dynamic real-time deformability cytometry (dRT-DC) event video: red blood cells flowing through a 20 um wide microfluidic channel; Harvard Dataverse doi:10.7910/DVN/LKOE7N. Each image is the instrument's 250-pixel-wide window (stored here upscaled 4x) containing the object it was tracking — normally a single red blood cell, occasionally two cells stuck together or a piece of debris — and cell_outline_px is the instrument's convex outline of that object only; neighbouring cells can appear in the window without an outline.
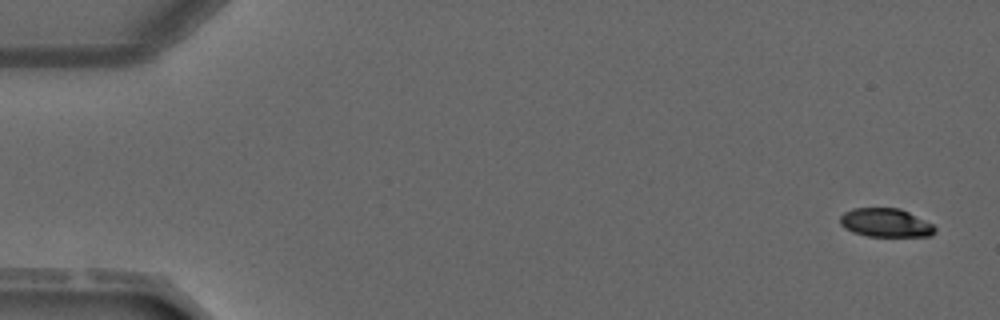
{"species": "common noctule bat (a hibernating species)", "species_latin": "Nyctalus noctula", "temperature_condition": "warm", "stored_images_in_passage": 4, "camera_frame_rate_fps": 3000, "um_per_image_px": 0.085, "animal": {"sex": "male", "forearm_length_mm": 52.5}, "frame": {"image": 1, "passage_image": 1, "time_ms": 0.0, "image_size_px": [1000, 320], "cell_outline_px": [[936, 232], [932, 236], [868, 236], [852, 232], [844, 228], [840, 224], [840, 216], [844, 212], [852, 208], [900, 208], [932, 224], [936, 228]], "centroid_in_image_um": [75.26, 18.93], "position_along_channel_um": 9.7, "area_um2": 15.84}}
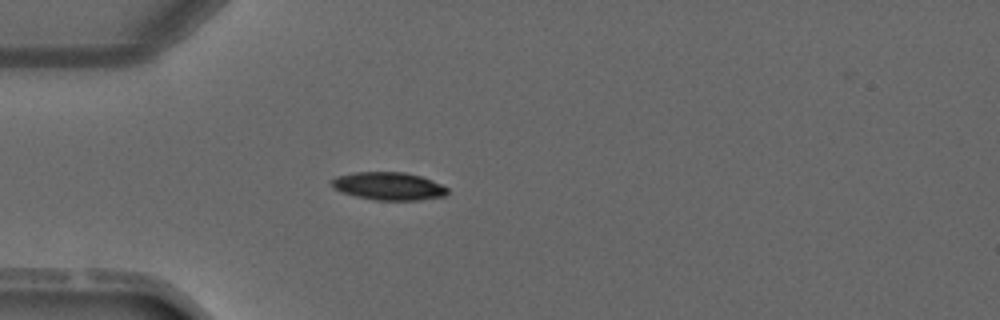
{"frame": {"image": 2, "passage_image": 4, "time_ms": 3.667, "image_size_px": [1000, 320], "cell_outline_px": [[448, 192], [444, 196], [420, 200], [376, 200], [356, 196], [340, 192], [332, 188], [328, 180], [336, 176], [352, 172], [404, 172], [420, 176], [432, 180], [448, 188]], "centroid_in_image_um": [32.97, 15.81], "position_along_channel_um": 52.0, "area_um2": 19.02}}